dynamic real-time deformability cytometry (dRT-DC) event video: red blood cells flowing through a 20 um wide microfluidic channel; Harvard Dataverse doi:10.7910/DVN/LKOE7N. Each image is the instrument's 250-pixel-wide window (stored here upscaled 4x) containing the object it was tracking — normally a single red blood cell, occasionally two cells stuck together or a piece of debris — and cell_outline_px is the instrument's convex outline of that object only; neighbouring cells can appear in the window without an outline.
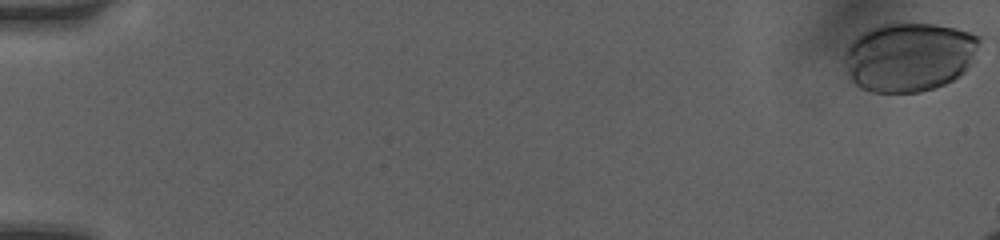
{"species": "human", "species_latin": "Homo sapiens", "temperature_condition": "room temperature", "stored_images_in_passage": 9, "camera_frame_rate_fps": 3000, "um_per_image_px": 0.085, "donor": {"sex": "female"}, "frame": {"image": 1, "passage_image": 1, "time_ms": 0.0, "image_size_px": [1000, 240], "cell_outline_px": [[980, 40], [968, 68], [960, 76], [936, 88], [920, 92], [872, 92], [856, 84], [848, 76], [844, 60], [844, 56], [852, 40], [860, 32], [868, 28], [880, 24], [936, 24], [956, 28], [980, 36]], "centroid_in_image_um": [77.26, 4.83], "position_along_channel_um": 7.7, "area_um2": 54.27}}